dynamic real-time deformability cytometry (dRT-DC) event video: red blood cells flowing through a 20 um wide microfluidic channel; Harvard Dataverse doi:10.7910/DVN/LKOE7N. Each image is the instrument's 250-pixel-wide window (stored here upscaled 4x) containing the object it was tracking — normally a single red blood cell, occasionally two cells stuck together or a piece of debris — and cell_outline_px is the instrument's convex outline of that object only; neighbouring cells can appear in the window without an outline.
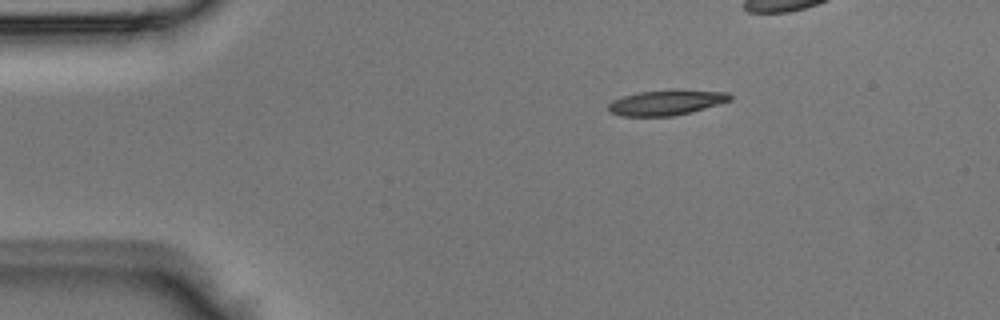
{"species": "Egyptian fruit bat (a non-hibernating species)", "species_latin": "Rousettus aegyptiacus", "temperature_condition": "room temperature", "stored_images_in_passage": 29, "camera_frame_rate_fps": 3000, "um_per_image_px": 0.085, "animal": {"sex": "male"}, "frame": {"image": 1, "passage_image": 1, "time_ms": 0.0, "image_size_px": [1000, 320], "cell_outline_px": [[732, 100], [720, 104], [672, 116], [620, 116], [608, 112], [608, 104], [612, 100], [624, 96], [640, 92], [676, 88], [728, 92], [732, 96]], "centroid_in_image_um": [56.65, 8.69], "position_along_channel_um": 28.3, "area_um2": 18.21}}
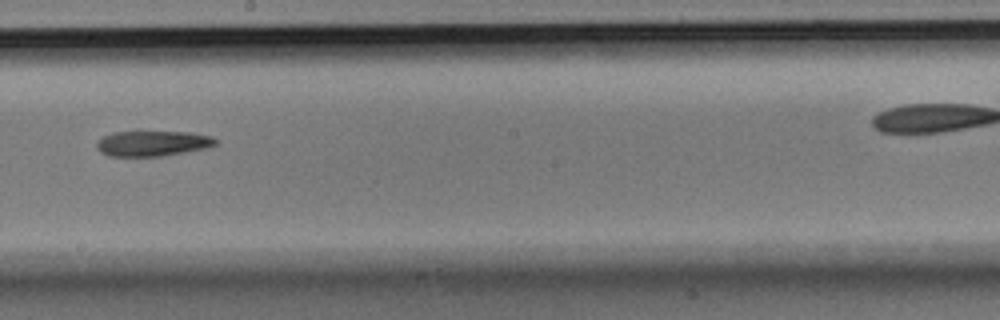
{"frame": {"image": 2, "passage_image": 18, "time_ms": 5.667, "image_size_px": [1000, 320], "cell_outline_px": [[220, 140], [216, 144], [208, 148], [160, 156], [108, 156], [100, 152], [96, 148], [96, 140], [112, 132], [188, 132], [212, 136]], "centroid_in_image_um": [12.97, 12.19], "position_along_channel_um": 235.2, "area_um2": 17.69}}
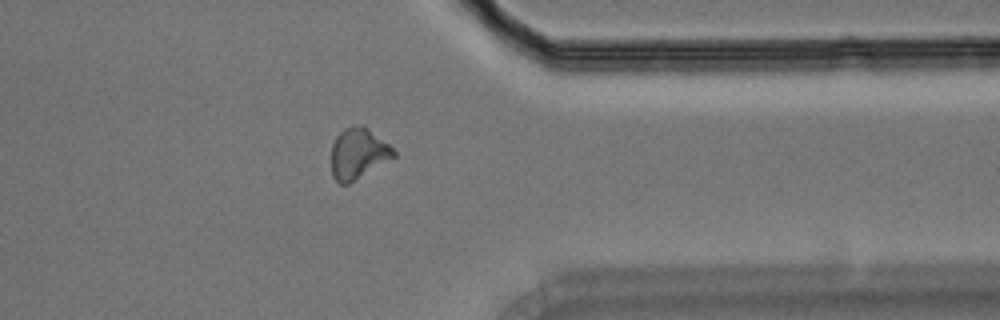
{"frame": {"image": 3, "passage_image": 28, "time_ms": 9.0, "image_size_px": [1000, 320], "cell_outline_px": [[396, 156], [348, 184], [340, 184], [332, 176], [332, 144], [336, 136], [344, 128], [368, 128], [388, 144], [396, 152]], "centroid_in_image_um": [30.43, 13.09], "position_along_channel_um": 381.0, "area_um2": 17.92}}